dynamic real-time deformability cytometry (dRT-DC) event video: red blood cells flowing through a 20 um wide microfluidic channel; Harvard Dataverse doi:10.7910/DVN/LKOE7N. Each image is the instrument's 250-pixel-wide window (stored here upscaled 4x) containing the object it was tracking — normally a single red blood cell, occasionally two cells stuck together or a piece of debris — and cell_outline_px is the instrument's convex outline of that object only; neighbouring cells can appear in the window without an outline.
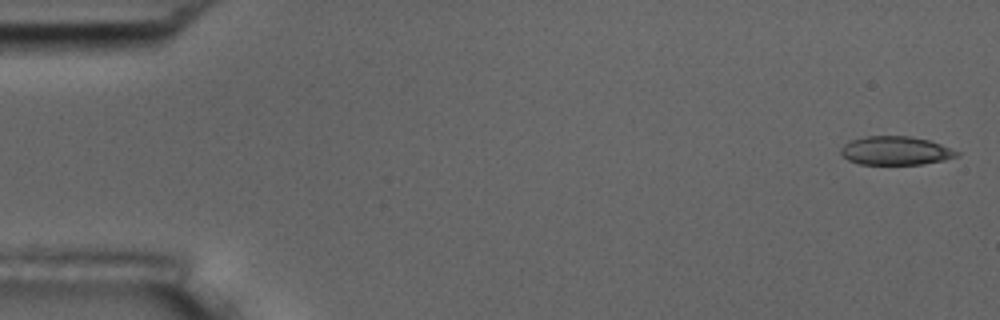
{"species": "common noctule bat (a hibernating species)", "species_latin": "Nyctalus noctula", "temperature_condition": "room temperature", "stored_images_in_passage": 11, "camera_frame_rate_fps": 3000, "um_per_image_px": 0.085, "animal": {"sex": "male", "body_mass_g": 17.5, "forearm_length_mm": 52.3}, "frame": {"image": 1, "passage_image": 1, "time_ms": 0.0, "image_size_px": [1000, 320], "cell_outline_px": [[960, 156], [944, 160], [920, 164], [860, 164], [848, 160], [840, 152], [840, 148], [848, 140], [868, 136], [908, 136], [928, 140], [940, 144], [960, 152]], "centroid_in_image_um": [76.11, 12.8], "position_along_channel_um": 8.9, "area_um2": 19.31}}
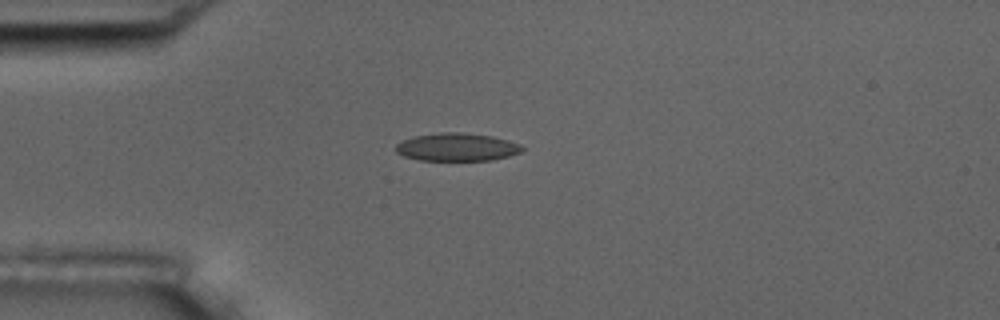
{"frame": {"image": 2, "passage_image": 4, "time_ms": 4.333, "image_size_px": [1000, 320], "cell_outline_px": [[524, 148], [520, 152], [508, 156], [492, 160], [420, 160], [404, 156], [396, 152], [396, 144], [412, 136], [440, 132], [464, 132], [492, 136], [508, 140], [520, 144]], "centroid_in_image_um": [38.83, 12.49], "position_along_channel_um": 46.2, "area_um2": 20.58}}
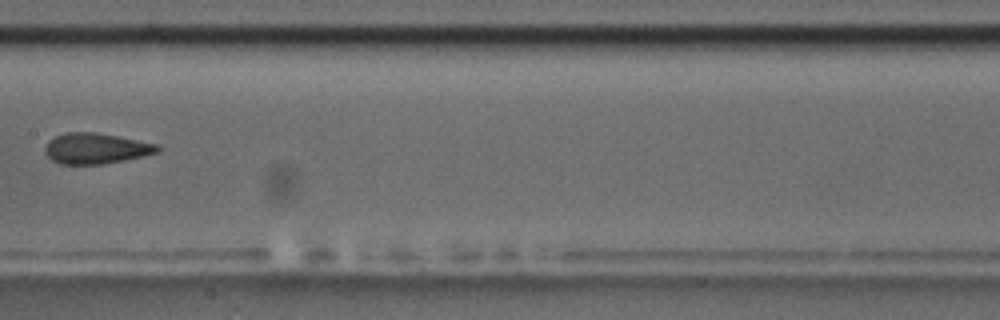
{"frame": {"image": 3, "passage_image": 8, "time_ms": 9.0, "image_size_px": [1000, 320], "cell_outline_px": [[160, 152], [144, 156], [104, 164], [60, 164], [52, 160], [44, 152], [44, 148], [48, 140], [64, 132], [96, 132], [160, 144]], "centroid_in_image_um": [8.17, 12.61], "position_along_channel_um": 199.2, "area_um2": 20.35}}